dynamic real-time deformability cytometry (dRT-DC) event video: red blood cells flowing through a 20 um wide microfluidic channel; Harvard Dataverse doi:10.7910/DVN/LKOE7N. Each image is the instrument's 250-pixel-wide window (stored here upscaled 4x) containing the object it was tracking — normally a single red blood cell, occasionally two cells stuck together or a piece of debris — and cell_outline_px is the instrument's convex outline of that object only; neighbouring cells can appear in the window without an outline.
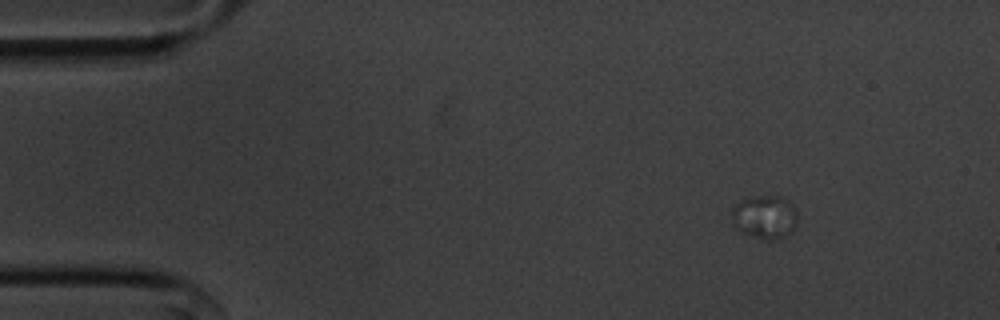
{"species": "common noctule bat (a hibernating species)", "species_latin": "Nyctalus noctula", "temperature_condition": "cold", "stored_images_in_passage": 13, "camera_frame_rate_fps": 3000, "um_per_image_px": 0.085, "animal": {"sex": "male", "body_mass_g": 20.1, "forearm_length_mm": 53.5}, "frame": {"image": 1, "passage_image": 1, "time_ms": 0.0, "image_size_px": [1000, 320], "cell_outline_px": [[796, 224], [784, 236], [768, 240], [744, 232], [736, 228], [732, 224], [732, 208], [736, 204], [752, 196], [780, 196], [788, 200], [796, 212]], "centroid_in_image_um": [64.98, 18.41], "position_along_channel_um": 20.0, "area_um2": 16.13}}
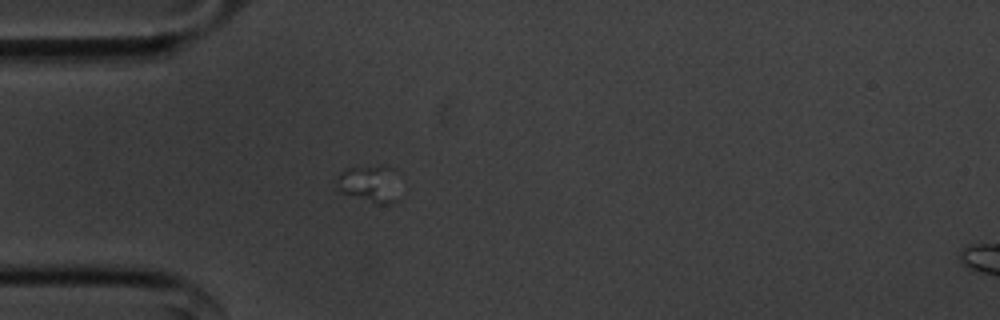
{"frame": {"image": 2, "passage_image": 10, "time_ms": 3.0, "image_size_px": [1000, 320], "cell_outline_px": [[396, 200], [388, 204], [380, 204], [340, 192], [336, 176], [344, 168], [380, 164], [384, 164], [396, 168]], "centroid_in_image_um": [31.41, 15.55], "position_along_channel_um": 53.6, "area_um2": 13.76}}